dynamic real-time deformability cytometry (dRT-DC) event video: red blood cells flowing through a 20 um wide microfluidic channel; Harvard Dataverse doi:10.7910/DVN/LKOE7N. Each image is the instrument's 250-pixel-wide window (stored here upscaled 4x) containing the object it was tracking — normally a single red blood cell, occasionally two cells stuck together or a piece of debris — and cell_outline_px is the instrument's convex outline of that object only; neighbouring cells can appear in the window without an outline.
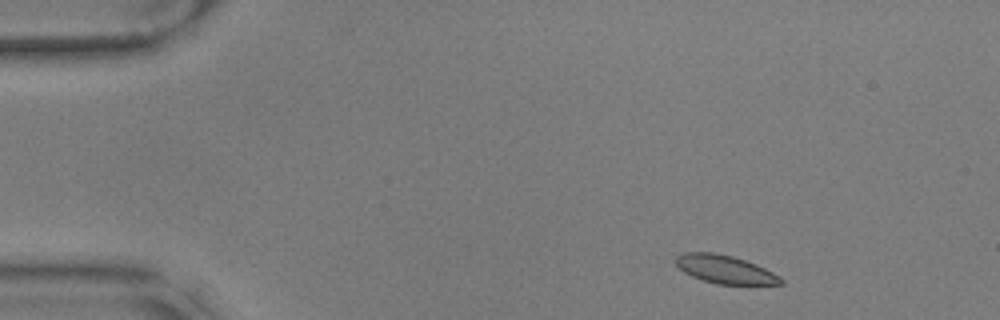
{"species": "common noctule bat (a hibernating species)", "species_latin": "Nyctalus noctula", "temperature_condition": "warm", "stored_images_in_passage": 53, "camera_frame_rate_fps": 3000, "um_per_image_px": 0.085, "animal": {"sex": "male", "body_mass_g": 17.9, "forearm_length_mm": 54.2}, "frame": {"image": 1, "passage_image": 3, "time_ms": 0.667, "image_size_px": [1000, 320], "cell_outline_px": [[784, 284], [716, 284], [692, 276], [684, 272], [676, 264], [676, 256], [684, 252], [712, 252], [732, 256], [756, 264], [780, 276], [784, 280]], "centroid_in_image_um": [61.63, 22.89], "position_along_channel_um": 23.4, "area_um2": 17.11}}
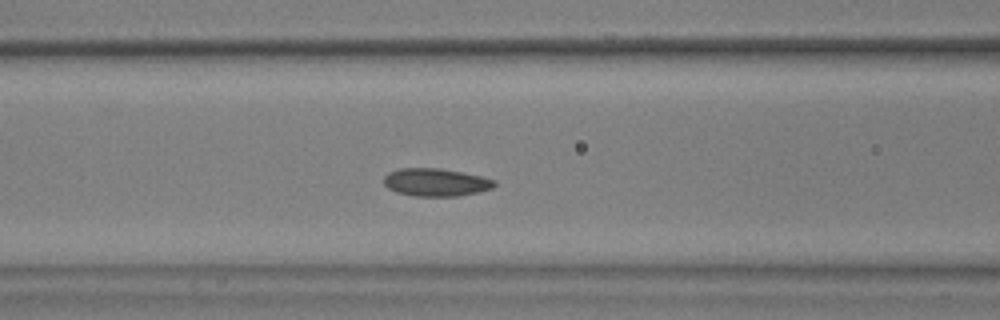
{"frame": {"image": 2, "passage_image": 19, "time_ms": 6.0, "image_size_px": [1000, 320], "cell_outline_px": [[496, 184], [492, 188], [476, 192], [456, 196], [416, 196], [396, 192], [388, 188], [384, 184], [384, 176], [388, 172], [400, 168], [440, 168], [480, 176], [496, 180]], "centroid_in_image_um": [37.01, 15.49], "position_along_channel_um": 129.6, "area_um2": 17.8}}
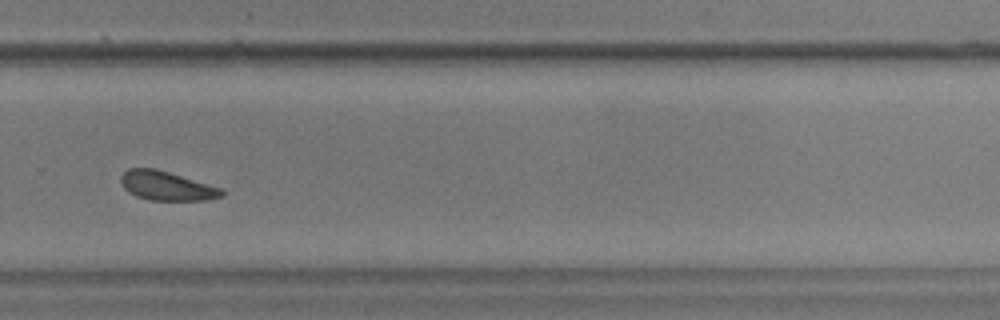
{"frame": {"image": 3, "passage_image": 35, "time_ms": 11.333, "image_size_px": [1000, 320], "cell_outline_px": [[224, 196], [204, 200], [148, 200], [136, 196], [128, 192], [124, 188], [120, 180], [120, 176], [128, 168], [156, 168], [224, 188]], "centroid_in_image_um": [14.18, 15.79], "position_along_channel_um": 315.6, "area_um2": 17.34}}